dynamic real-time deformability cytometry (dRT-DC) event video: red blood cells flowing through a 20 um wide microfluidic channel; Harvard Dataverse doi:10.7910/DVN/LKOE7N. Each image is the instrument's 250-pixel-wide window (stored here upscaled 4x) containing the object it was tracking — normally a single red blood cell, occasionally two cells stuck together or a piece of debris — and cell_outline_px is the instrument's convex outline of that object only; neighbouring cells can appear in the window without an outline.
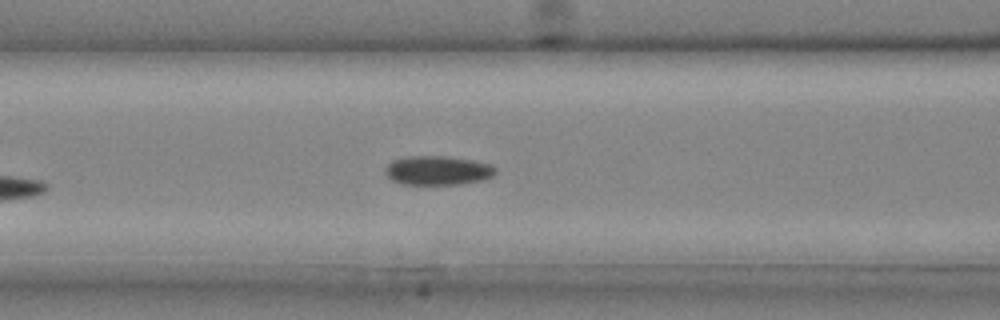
{"species": "common noctule bat (a hibernating species)", "species_latin": "Nyctalus noctula", "temperature_condition": "cold", "stored_images_in_passage": 18, "camera_frame_rate_fps": 3000, "um_per_image_px": 0.085, "animal": {"sex": "male", "body_mass_g": 20.4}, "frame": {"image": 1, "passage_image": 5, "time_ms": 1.333, "image_size_px": [1000, 320], "cell_outline_px": [[496, 172], [492, 176], [484, 180], [456, 184], [404, 184], [392, 180], [384, 172], [384, 168], [392, 160], [404, 156], [444, 156], [472, 160], [492, 164], [496, 168]], "centroid_in_image_um": [37.2, 14.48], "position_along_channel_um": 129.4, "area_um2": 18.79}}
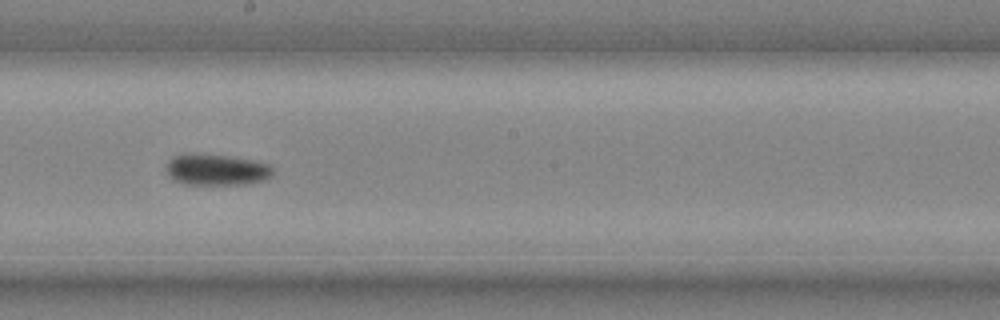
{"frame": {"image": 2, "passage_image": 10, "time_ms": 3.0, "image_size_px": [1000, 320], "cell_outline_px": [[272, 176], [264, 180], [244, 184], [180, 184], [172, 180], [168, 176], [164, 168], [168, 160], [172, 156], [224, 156], [252, 160], [268, 164], [272, 168]], "centroid_in_image_um": [18.36, 14.47], "position_along_channel_um": 229.8, "area_um2": 18.9}}
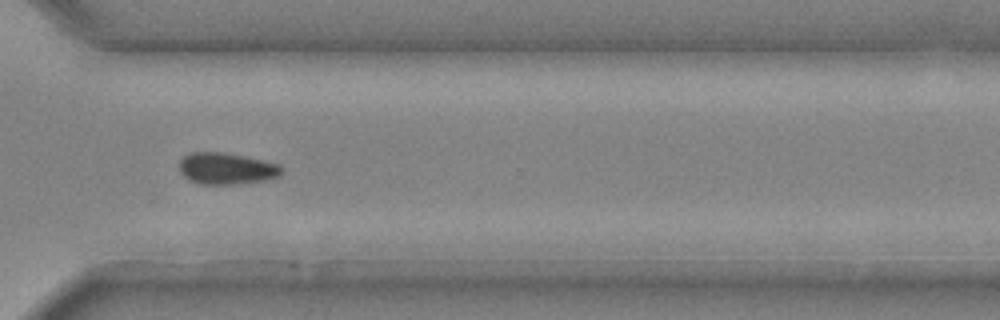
{"frame": {"image": 3, "passage_image": 16, "time_ms": 5.0, "image_size_px": [1000, 320], "cell_outline_px": [[284, 172], [280, 176], [264, 180], [236, 184], [200, 184], [188, 180], [180, 172], [180, 160], [188, 152], [224, 152], [244, 156], [280, 164], [284, 168]], "centroid_in_image_um": [19.27, 14.32], "position_along_channel_um": 351.3, "area_um2": 19.02}}